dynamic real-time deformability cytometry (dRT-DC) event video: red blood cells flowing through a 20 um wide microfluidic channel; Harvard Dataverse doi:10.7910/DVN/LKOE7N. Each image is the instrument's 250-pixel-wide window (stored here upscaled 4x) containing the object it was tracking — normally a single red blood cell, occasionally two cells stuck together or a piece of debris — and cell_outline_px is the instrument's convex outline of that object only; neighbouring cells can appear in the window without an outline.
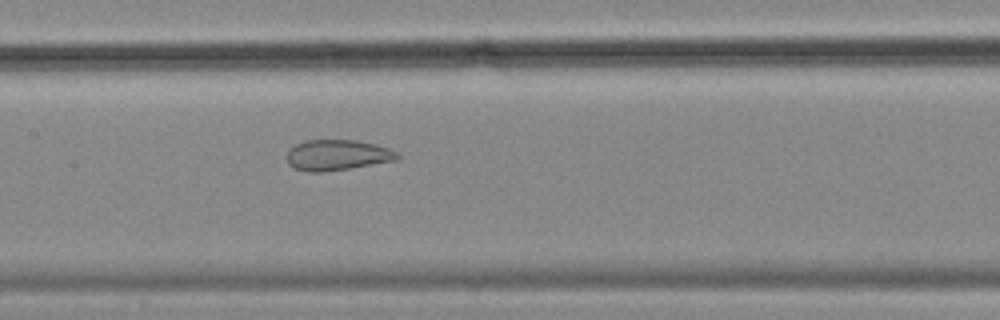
{"species": "common noctule bat (a hibernating species)", "species_latin": "Nyctalus noctula", "temperature_condition": "cold", "stored_images_in_passage": 48, "camera_frame_rate_fps": 3000, "um_per_image_px": 0.085, "animal": {"sex": "female", "body_mass_g": 18.4}, "frame": {"image": 1, "passage_image": 26, "time_ms": 8.333, "image_size_px": [1000, 320], "cell_outline_px": [[400, 156], [396, 160], [348, 168], [320, 172], [308, 172], [296, 168], [288, 164], [288, 152], [296, 144], [304, 140], [356, 140], [376, 144], [400, 152]], "centroid_in_image_um": [28.7, 13.17], "position_along_channel_um": 178.7, "area_um2": 19.54}}
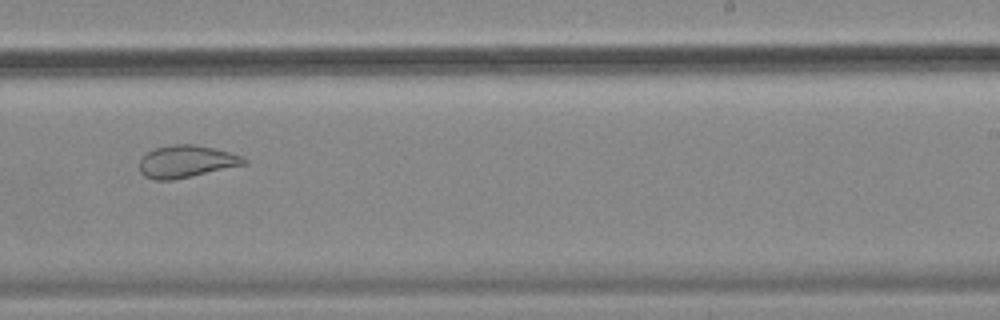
{"frame": {"image": 2, "passage_image": 34, "time_ms": 11.0, "image_size_px": [1000, 320], "cell_outline_px": [[248, 164], [172, 180], [156, 180], [144, 176], [140, 172], [140, 156], [156, 148], [172, 144], [196, 144], [244, 156], [248, 160]], "centroid_in_image_um": [15.85, 13.72], "position_along_channel_um": 273.2, "area_um2": 19.71}}
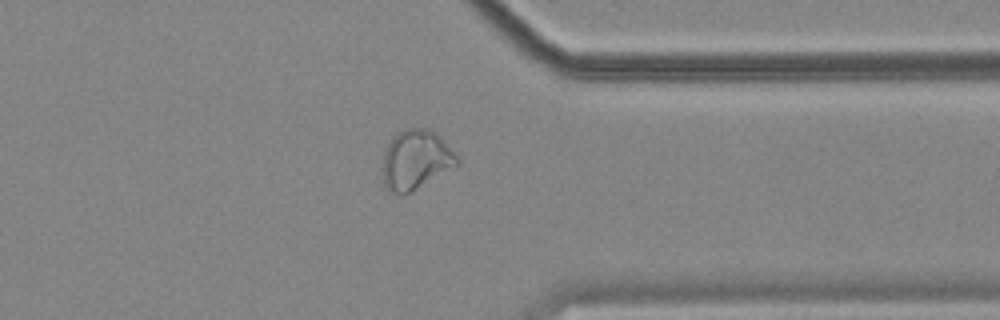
{"frame": {"image": 3, "passage_image": 43, "time_ms": 14.0, "image_size_px": [1000, 320], "cell_outline_px": [[460, 164], [412, 192], [400, 196], [388, 192], [384, 188], [384, 152], [392, 136], [396, 132], [404, 128], [428, 128], [436, 132], [440, 136], [460, 160]], "centroid_in_image_um": [35.34, 13.6], "position_along_channel_um": 376.1, "area_um2": 26.18}}